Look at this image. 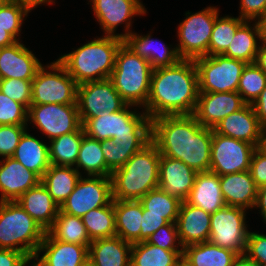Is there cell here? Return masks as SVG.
<instances>
[{
    "mask_svg": "<svg viewBox=\"0 0 266 266\" xmlns=\"http://www.w3.org/2000/svg\"><path fill=\"white\" fill-rule=\"evenodd\" d=\"M151 140L160 155L182 161L197 173L210 171L212 129L193 115H162L151 120Z\"/></svg>",
    "mask_w": 266,
    "mask_h": 266,
    "instance_id": "cell-1",
    "label": "cell"
},
{
    "mask_svg": "<svg viewBox=\"0 0 266 266\" xmlns=\"http://www.w3.org/2000/svg\"><path fill=\"white\" fill-rule=\"evenodd\" d=\"M199 95L194 60L180 59L152 71L150 93L143 110L152 120L162 115H193Z\"/></svg>",
    "mask_w": 266,
    "mask_h": 266,
    "instance_id": "cell-2",
    "label": "cell"
},
{
    "mask_svg": "<svg viewBox=\"0 0 266 266\" xmlns=\"http://www.w3.org/2000/svg\"><path fill=\"white\" fill-rule=\"evenodd\" d=\"M134 107L137 106L127 104L120 111H101L97 117L80 118L85 134L98 141L112 139L124 145H147L151 141V119L143 109L139 112Z\"/></svg>",
    "mask_w": 266,
    "mask_h": 266,
    "instance_id": "cell-3",
    "label": "cell"
},
{
    "mask_svg": "<svg viewBox=\"0 0 266 266\" xmlns=\"http://www.w3.org/2000/svg\"><path fill=\"white\" fill-rule=\"evenodd\" d=\"M160 153L151 140L111 174L113 200H140L158 187Z\"/></svg>",
    "mask_w": 266,
    "mask_h": 266,
    "instance_id": "cell-4",
    "label": "cell"
},
{
    "mask_svg": "<svg viewBox=\"0 0 266 266\" xmlns=\"http://www.w3.org/2000/svg\"><path fill=\"white\" fill-rule=\"evenodd\" d=\"M123 39L102 35L67 54H61L58 61L73 77L76 83L109 79L115 67V56Z\"/></svg>",
    "mask_w": 266,
    "mask_h": 266,
    "instance_id": "cell-5",
    "label": "cell"
},
{
    "mask_svg": "<svg viewBox=\"0 0 266 266\" xmlns=\"http://www.w3.org/2000/svg\"><path fill=\"white\" fill-rule=\"evenodd\" d=\"M152 71L151 64L145 58L137 55L122 42L109 79L127 104L143 109L150 93Z\"/></svg>",
    "mask_w": 266,
    "mask_h": 266,
    "instance_id": "cell-6",
    "label": "cell"
},
{
    "mask_svg": "<svg viewBox=\"0 0 266 266\" xmlns=\"http://www.w3.org/2000/svg\"><path fill=\"white\" fill-rule=\"evenodd\" d=\"M46 231L16 201L0 202V249L35 257Z\"/></svg>",
    "mask_w": 266,
    "mask_h": 266,
    "instance_id": "cell-7",
    "label": "cell"
},
{
    "mask_svg": "<svg viewBox=\"0 0 266 266\" xmlns=\"http://www.w3.org/2000/svg\"><path fill=\"white\" fill-rule=\"evenodd\" d=\"M78 84L58 61L42 65L32 80L31 104H77Z\"/></svg>",
    "mask_w": 266,
    "mask_h": 266,
    "instance_id": "cell-8",
    "label": "cell"
},
{
    "mask_svg": "<svg viewBox=\"0 0 266 266\" xmlns=\"http://www.w3.org/2000/svg\"><path fill=\"white\" fill-rule=\"evenodd\" d=\"M219 14L215 6H208L196 13H185V20L177 27L178 44L175 45L181 59L194 60L208 55L210 37Z\"/></svg>",
    "mask_w": 266,
    "mask_h": 266,
    "instance_id": "cell-9",
    "label": "cell"
},
{
    "mask_svg": "<svg viewBox=\"0 0 266 266\" xmlns=\"http://www.w3.org/2000/svg\"><path fill=\"white\" fill-rule=\"evenodd\" d=\"M198 72L199 92L237 91L242 71L247 63L223 55L194 59Z\"/></svg>",
    "mask_w": 266,
    "mask_h": 266,
    "instance_id": "cell-10",
    "label": "cell"
},
{
    "mask_svg": "<svg viewBox=\"0 0 266 266\" xmlns=\"http://www.w3.org/2000/svg\"><path fill=\"white\" fill-rule=\"evenodd\" d=\"M247 210L225 205L211 214L209 241L238 255L245 254L249 232Z\"/></svg>",
    "mask_w": 266,
    "mask_h": 266,
    "instance_id": "cell-11",
    "label": "cell"
},
{
    "mask_svg": "<svg viewBox=\"0 0 266 266\" xmlns=\"http://www.w3.org/2000/svg\"><path fill=\"white\" fill-rule=\"evenodd\" d=\"M112 201L111 178L82 175L60 210L82 218L89 211L109 205Z\"/></svg>",
    "mask_w": 266,
    "mask_h": 266,
    "instance_id": "cell-12",
    "label": "cell"
},
{
    "mask_svg": "<svg viewBox=\"0 0 266 266\" xmlns=\"http://www.w3.org/2000/svg\"><path fill=\"white\" fill-rule=\"evenodd\" d=\"M29 122L47 136L49 141L77 131L82 126L77 104L30 105L28 124Z\"/></svg>",
    "mask_w": 266,
    "mask_h": 266,
    "instance_id": "cell-13",
    "label": "cell"
},
{
    "mask_svg": "<svg viewBox=\"0 0 266 266\" xmlns=\"http://www.w3.org/2000/svg\"><path fill=\"white\" fill-rule=\"evenodd\" d=\"M257 147L212 129L210 171L219 176L250 170L251 158Z\"/></svg>",
    "mask_w": 266,
    "mask_h": 266,
    "instance_id": "cell-14",
    "label": "cell"
},
{
    "mask_svg": "<svg viewBox=\"0 0 266 266\" xmlns=\"http://www.w3.org/2000/svg\"><path fill=\"white\" fill-rule=\"evenodd\" d=\"M102 31L107 36H116L121 39L132 33V19L135 15L144 16L147 13L141 0H89ZM120 24L124 25L125 33H115Z\"/></svg>",
    "mask_w": 266,
    "mask_h": 266,
    "instance_id": "cell-15",
    "label": "cell"
},
{
    "mask_svg": "<svg viewBox=\"0 0 266 266\" xmlns=\"http://www.w3.org/2000/svg\"><path fill=\"white\" fill-rule=\"evenodd\" d=\"M127 103L110 79L89 81L77 87V106L80 118H94L101 111L122 110Z\"/></svg>",
    "mask_w": 266,
    "mask_h": 266,
    "instance_id": "cell-16",
    "label": "cell"
},
{
    "mask_svg": "<svg viewBox=\"0 0 266 266\" xmlns=\"http://www.w3.org/2000/svg\"><path fill=\"white\" fill-rule=\"evenodd\" d=\"M245 105L237 91L199 92L193 116L203 127L214 129L223 118Z\"/></svg>",
    "mask_w": 266,
    "mask_h": 266,
    "instance_id": "cell-17",
    "label": "cell"
},
{
    "mask_svg": "<svg viewBox=\"0 0 266 266\" xmlns=\"http://www.w3.org/2000/svg\"><path fill=\"white\" fill-rule=\"evenodd\" d=\"M87 262L86 246L57 240L48 231L32 260L34 266H83Z\"/></svg>",
    "mask_w": 266,
    "mask_h": 266,
    "instance_id": "cell-18",
    "label": "cell"
},
{
    "mask_svg": "<svg viewBox=\"0 0 266 266\" xmlns=\"http://www.w3.org/2000/svg\"><path fill=\"white\" fill-rule=\"evenodd\" d=\"M17 41L0 48V79L33 80L43 65L26 45Z\"/></svg>",
    "mask_w": 266,
    "mask_h": 266,
    "instance_id": "cell-19",
    "label": "cell"
},
{
    "mask_svg": "<svg viewBox=\"0 0 266 266\" xmlns=\"http://www.w3.org/2000/svg\"><path fill=\"white\" fill-rule=\"evenodd\" d=\"M197 172L178 159L160 157L158 187L185 201L194 186Z\"/></svg>",
    "mask_w": 266,
    "mask_h": 266,
    "instance_id": "cell-20",
    "label": "cell"
},
{
    "mask_svg": "<svg viewBox=\"0 0 266 266\" xmlns=\"http://www.w3.org/2000/svg\"><path fill=\"white\" fill-rule=\"evenodd\" d=\"M41 179L13 157L0 159V202L16 201Z\"/></svg>",
    "mask_w": 266,
    "mask_h": 266,
    "instance_id": "cell-21",
    "label": "cell"
},
{
    "mask_svg": "<svg viewBox=\"0 0 266 266\" xmlns=\"http://www.w3.org/2000/svg\"><path fill=\"white\" fill-rule=\"evenodd\" d=\"M262 129L263 127L255 115L253 106L246 104L240 110L223 118L213 130L221 135L232 137L258 147Z\"/></svg>",
    "mask_w": 266,
    "mask_h": 266,
    "instance_id": "cell-22",
    "label": "cell"
},
{
    "mask_svg": "<svg viewBox=\"0 0 266 266\" xmlns=\"http://www.w3.org/2000/svg\"><path fill=\"white\" fill-rule=\"evenodd\" d=\"M176 225L183 247L206 242L210 237L211 214L183 201L179 208Z\"/></svg>",
    "mask_w": 266,
    "mask_h": 266,
    "instance_id": "cell-23",
    "label": "cell"
},
{
    "mask_svg": "<svg viewBox=\"0 0 266 266\" xmlns=\"http://www.w3.org/2000/svg\"><path fill=\"white\" fill-rule=\"evenodd\" d=\"M123 42L137 55L145 58L153 69L172 66L181 59L175 46L159 43L157 39L152 38L151 32L146 35L132 32L123 39Z\"/></svg>",
    "mask_w": 266,
    "mask_h": 266,
    "instance_id": "cell-24",
    "label": "cell"
},
{
    "mask_svg": "<svg viewBox=\"0 0 266 266\" xmlns=\"http://www.w3.org/2000/svg\"><path fill=\"white\" fill-rule=\"evenodd\" d=\"M219 178L226 205L246 210L254 208L258 187L252 179L250 170L225 174Z\"/></svg>",
    "mask_w": 266,
    "mask_h": 266,
    "instance_id": "cell-25",
    "label": "cell"
},
{
    "mask_svg": "<svg viewBox=\"0 0 266 266\" xmlns=\"http://www.w3.org/2000/svg\"><path fill=\"white\" fill-rule=\"evenodd\" d=\"M16 202L45 231H48L53 226L60 210L59 205L50 196V193L41 182L22 194Z\"/></svg>",
    "mask_w": 266,
    "mask_h": 266,
    "instance_id": "cell-26",
    "label": "cell"
},
{
    "mask_svg": "<svg viewBox=\"0 0 266 266\" xmlns=\"http://www.w3.org/2000/svg\"><path fill=\"white\" fill-rule=\"evenodd\" d=\"M185 201L209 214L223 208L226 204L220 188L219 175L212 171L197 173L194 186Z\"/></svg>",
    "mask_w": 266,
    "mask_h": 266,
    "instance_id": "cell-27",
    "label": "cell"
},
{
    "mask_svg": "<svg viewBox=\"0 0 266 266\" xmlns=\"http://www.w3.org/2000/svg\"><path fill=\"white\" fill-rule=\"evenodd\" d=\"M131 247L119 236L95 239L89 245L88 261L93 266H130Z\"/></svg>",
    "mask_w": 266,
    "mask_h": 266,
    "instance_id": "cell-28",
    "label": "cell"
},
{
    "mask_svg": "<svg viewBox=\"0 0 266 266\" xmlns=\"http://www.w3.org/2000/svg\"><path fill=\"white\" fill-rule=\"evenodd\" d=\"M251 23L252 21H245L237 29L229 47L222 54L223 56L234 58L247 64L255 63L257 52L263 41V35L261 23L259 21Z\"/></svg>",
    "mask_w": 266,
    "mask_h": 266,
    "instance_id": "cell-29",
    "label": "cell"
},
{
    "mask_svg": "<svg viewBox=\"0 0 266 266\" xmlns=\"http://www.w3.org/2000/svg\"><path fill=\"white\" fill-rule=\"evenodd\" d=\"M27 130L20 138L19 144L11 156L40 179L50 167L48 145Z\"/></svg>",
    "mask_w": 266,
    "mask_h": 266,
    "instance_id": "cell-30",
    "label": "cell"
},
{
    "mask_svg": "<svg viewBox=\"0 0 266 266\" xmlns=\"http://www.w3.org/2000/svg\"><path fill=\"white\" fill-rule=\"evenodd\" d=\"M237 256L230 249L206 241L185 246L182 262L186 266H232Z\"/></svg>",
    "mask_w": 266,
    "mask_h": 266,
    "instance_id": "cell-31",
    "label": "cell"
},
{
    "mask_svg": "<svg viewBox=\"0 0 266 266\" xmlns=\"http://www.w3.org/2000/svg\"><path fill=\"white\" fill-rule=\"evenodd\" d=\"M116 236L130 243L140 242L143 206L139 200H114Z\"/></svg>",
    "mask_w": 266,
    "mask_h": 266,
    "instance_id": "cell-32",
    "label": "cell"
},
{
    "mask_svg": "<svg viewBox=\"0 0 266 266\" xmlns=\"http://www.w3.org/2000/svg\"><path fill=\"white\" fill-rule=\"evenodd\" d=\"M80 177V173L74 167L50 164L48 170L41 177L40 182L45 186L59 207H61L68 196L74 191Z\"/></svg>",
    "mask_w": 266,
    "mask_h": 266,
    "instance_id": "cell-33",
    "label": "cell"
},
{
    "mask_svg": "<svg viewBox=\"0 0 266 266\" xmlns=\"http://www.w3.org/2000/svg\"><path fill=\"white\" fill-rule=\"evenodd\" d=\"M183 251L165 250L146 241L132 243L130 266H180Z\"/></svg>",
    "mask_w": 266,
    "mask_h": 266,
    "instance_id": "cell-34",
    "label": "cell"
},
{
    "mask_svg": "<svg viewBox=\"0 0 266 266\" xmlns=\"http://www.w3.org/2000/svg\"><path fill=\"white\" fill-rule=\"evenodd\" d=\"M75 169L85 176L111 177L112 172L107 168L101 149V141L93 139L86 134L82 138ZM84 171L81 173L80 170Z\"/></svg>",
    "mask_w": 266,
    "mask_h": 266,
    "instance_id": "cell-35",
    "label": "cell"
},
{
    "mask_svg": "<svg viewBox=\"0 0 266 266\" xmlns=\"http://www.w3.org/2000/svg\"><path fill=\"white\" fill-rule=\"evenodd\" d=\"M84 135L85 132L83 126H81L77 131L61 135L49 141L50 164L75 167Z\"/></svg>",
    "mask_w": 266,
    "mask_h": 266,
    "instance_id": "cell-36",
    "label": "cell"
},
{
    "mask_svg": "<svg viewBox=\"0 0 266 266\" xmlns=\"http://www.w3.org/2000/svg\"><path fill=\"white\" fill-rule=\"evenodd\" d=\"M48 232L57 240L86 246L89 249L91 240L86 232L81 217L68 215L61 210Z\"/></svg>",
    "mask_w": 266,
    "mask_h": 266,
    "instance_id": "cell-37",
    "label": "cell"
},
{
    "mask_svg": "<svg viewBox=\"0 0 266 266\" xmlns=\"http://www.w3.org/2000/svg\"><path fill=\"white\" fill-rule=\"evenodd\" d=\"M82 221L91 241L116 236L114 200L109 205L89 211Z\"/></svg>",
    "mask_w": 266,
    "mask_h": 266,
    "instance_id": "cell-38",
    "label": "cell"
},
{
    "mask_svg": "<svg viewBox=\"0 0 266 266\" xmlns=\"http://www.w3.org/2000/svg\"><path fill=\"white\" fill-rule=\"evenodd\" d=\"M139 202L144 213L164 215L168 223H176L182 201L157 187L144 195Z\"/></svg>",
    "mask_w": 266,
    "mask_h": 266,
    "instance_id": "cell-39",
    "label": "cell"
},
{
    "mask_svg": "<svg viewBox=\"0 0 266 266\" xmlns=\"http://www.w3.org/2000/svg\"><path fill=\"white\" fill-rule=\"evenodd\" d=\"M245 22L238 17L226 15L217 17L210 37L208 55H222L229 47L237 29Z\"/></svg>",
    "mask_w": 266,
    "mask_h": 266,
    "instance_id": "cell-40",
    "label": "cell"
},
{
    "mask_svg": "<svg viewBox=\"0 0 266 266\" xmlns=\"http://www.w3.org/2000/svg\"><path fill=\"white\" fill-rule=\"evenodd\" d=\"M266 87V73L256 64H246L244 67L237 92L246 104H252Z\"/></svg>",
    "mask_w": 266,
    "mask_h": 266,
    "instance_id": "cell-41",
    "label": "cell"
},
{
    "mask_svg": "<svg viewBox=\"0 0 266 266\" xmlns=\"http://www.w3.org/2000/svg\"><path fill=\"white\" fill-rule=\"evenodd\" d=\"M30 12L20 0H4L0 5V26L19 41L21 28Z\"/></svg>",
    "mask_w": 266,
    "mask_h": 266,
    "instance_id": "cell-42",
    "label": "cell"
},
{
    "mask_svg": "<svg viewBox=\"0 0 266 266\" xmlns=\"http://www.w3.org/2000/svg\"><path fill=\"white\" fill-rule=\"evenodd\" d=\"M145 145H124L114 143L112 139L101 141V149L107 168L113 172L121 168L137 151Z\"/></svg>",
    "mask_w": 266,
    "mask_h": 266,
    "instance_id": "cell-43",
    "label": "cell"
},
{
    "mask_svg": "<svg viewBox=\"0 0 266 266\" xmlns=\"http://www.w3.org/2000/svg\"><path fill=\"white\" fill-rule=\"evenodd\" d=\"M28 109L0 91V125H28Z\"/></svg>",
    "mask_w": 266,
    "mask_h": 266,
    "instance_id": "cell-44",
    "label": "cell"
},
{
    "mask_svg": "<svg viewBox=\"0 0 266 266\" xmlns=\"http://www.w3.org/2000/svg\"><path fill=\"white\" fill-rule=\"evenodd\" d=\"M32 80L0 79V91L12 100L23 104L29 109L31 104Z\"/></svg>",
    "mask_w": 266,
    "mask_h": 266,
    "instance_id": "cell-45",
    "label": "cell"
},
{
    "mask_svg": "<svg viewBox=\"0 0 266 266\" xmlns=\"http://www.w3.org/2000/svg\"><path fill=\"white\" fill-rule=\"evenodd\" d=\"M146 242L165 250L183 251L184 249L179 240L176 223H167L161 226Z\"/></svg>",
    "mask_w": 266,
    "mask_h": 266,
    "instance_id": "cell-46",
    "label": "cell"
},
{
    "mask_svg": "<svg viewBox=\"0 0 266 266\" xmlns=\"http://www.w3.org/2000/svg\"><path fill=\"white\" fill-rule=\"evenodd\" d=\"M29 125H0V157H11Z\"/></svg>",
    "mask_w": 266,
    "mask_h": 266,
    "instance_id": "cell-47",
    "label": "cell"
},
{
    "mask_svg": "<svg viewBox=\"0 0 266 266\" xmlns=\"http://www.w3.org/2000/svg\"><path fill=\"white\" fill-rule=\"evenodd\" d=\"M245 254L258 265H266V234L250 231Z\"/></svg>",
    "mask_w": 266,
    "mask_h": 266,
    "instance_id": "cell-48",
    "label": "cell"
},
{
    "mask_svg": "<svg viewBox=\"0 0 266 266\" xmlns=\"http://www.w3.org/2000/svg\"><path fill=\"white\" fill-rule=\"evenodd\" d=\"M239 17L245 21H261L266 11V0H240Z\"/></svg>",
    "mask_w": 266,
    "mask_h": 266,
    "instance_id": "cell-49",
    "label": "cell"
},
{
    "mask_svg": "<svg viewBox=\"0 0 266 266\" xmlns=\"http://www.w3.org/2000/svg\"><path fill=\"white\" fill-rule=\"evenodd\" d=\"M250 172L258 188L266 184V154L258 147L251 158Z\"/></svg>",
    "mask_w": 266,
    "mask_h": 266,
    "instance_id": "cell-50",
    "label": "cell"
},
{
    "mask_svg": "<svg viewBox=\"0 0 266 266\" xmlns=\"http://www.w3.org/2000/svg\"><path fill=\"white\" fill-rule=\"evenodd\" d=\"M167 223L168 222L164 219V215L147 214L144 213L143 210L140 242L146 241L154 232Z\"/></svg>",
    "mask_w": 266,
    "mask_h": 266,
    "instance_id": "cell-51",
    "label": "cell"
},
{
    "mask_svg": "<svg viewBox=\"0 0 266 266\" xmlns=\"http://www.w3.org/2000/svg\"><path fill=\"white\" fill-rule=\"evenodd\" d=\"M32 261L22 252L0 249V266H27Z\"/></svg>",
    "mask_w": 266,
    "mask_h": 266,
    "instance_id": "cell-52",
    "label": "cell"
},
{
    "mask_svg": "<svg viewBox=\"0 0 266 266\" xmlns=\"http://www.w3.org/2000/svg\"><path fill=\"white\" fill-rule=\"evenodd\" d=\"M251 105L253 106L255 115L258 117L261 126L266 127V87Z\"/></svg>",
    "mask_w": 266,
    "mask_h": 266,
    "instance_id": "cell-53",
    "label": "cell"
},
{
    "mask_svg": "<svg viewBox=\"0 0 266 266\" xmlns=\"http://www.w3.org/2000/svg\"><path fill=\"white\" fill-rule=\"evenodd\" d=\"M260 209L259 214L260 216H262L263 218V222L266 224V184L260 186L258 188V193H257V197H256V202L254 205V208Z\"/></svg>",
    "mask_w": 266,
    "mask_h": 266,
    "instance_id": "cell-54",
    "label": "cell"
},
{
    "mask_svg": "<svg viewBox=\"0 0 266 266\" xmlns=\"http://www.w3.org/2000/svg\"><path fill=\"white\" fill-rule=\"evenodd\" d=\"M255 63L266 73V42L262 41Z\"/></svg>",
    "mask_w": 266,
    "mask_h": 266,
    "instance_id": "cell-55",
    "label": "cell"
},
{
    "mask_svg": "<svg viewBox=\"0 0 266 266\" xmlns=\"http://www.w3.org/2000/svg\"><path fill=\"white\" fill-rule=\"evenodd\" d=\"M15 42H17V40L8 31H6L5 28L0 26V48L10 46Z\"/></svg>",
    "mask_w": 266,
    "mask_h": 266,
    "instance_id": "cell-56",
    "label": "cell"
},
{
    "mask_svg": "<svg viewBox=\"0 0 266 266\" xmlns=\"http://www.w3.org/2000/svg\"><path fill=\"white\" fill-rule=\"evenodd\" d=\"M232 266H259L256 262L252 261L246 254L238 255Z\"/></svg>",
    "mask_w": 266,
    "mask_h": 266,
    "instance_id": "cell-57",
    "label": "cell"
},
{
    "mask_svg": "<svg viewBox=\"0 0 266 266\" xmlns=\"http://www.w3.org/2000/svg\"><path fill=\"white\" fill-rule=\"evenodd\" d=\"M30 11L37 8V6L54 4L56 0H20Z\"/></svg>",
    "mask_w": 266,
    "mask_h": 266,
    "instance_id": "cell-58",
    "label": "cell"
},
{
    "mask_svg": "<svg viewBox=\"0 0 266 266\" xmlns=\"http://www.w3.org/2000/svg\"><path fill=\"white\" fill-rule=\"evenodd\" d=\"M258 148L266 154V127H263Z\"/></svg>",
    "mask_w": 266,
    "mask_h": 266,
    "instance_id": "cell-59",
    "label": "cell"
},
{
    "mask_svg": "<svg viewBox=\"0 0 266 266\" xmlns=\"http://www.w3.org/2000/svg\"><path fill=\"white\" fill-rule=\"evenodd\" d=\"M262 27L263 41L266 42V16L260 21Z\"/></svg>",
    "mask_w": 266,
    "mask_h": 266,
    "instance_id": "cell-60",
    "label": "cell"
},
{
    "mask_svg": "<svg viewBox=\"0 0 266 266\" xmlns=\"http://www.w3.org/2000/svg\"><path fill=\"white\" fill-rule=\"evenodd\" d=\"M83 266H93L89 261Z\"/></svg>",
    "mask_w": 266,
    "mask_h": 266,
    "instance_id": "cell-61",
    "label": "cell"
}]
</instances>
